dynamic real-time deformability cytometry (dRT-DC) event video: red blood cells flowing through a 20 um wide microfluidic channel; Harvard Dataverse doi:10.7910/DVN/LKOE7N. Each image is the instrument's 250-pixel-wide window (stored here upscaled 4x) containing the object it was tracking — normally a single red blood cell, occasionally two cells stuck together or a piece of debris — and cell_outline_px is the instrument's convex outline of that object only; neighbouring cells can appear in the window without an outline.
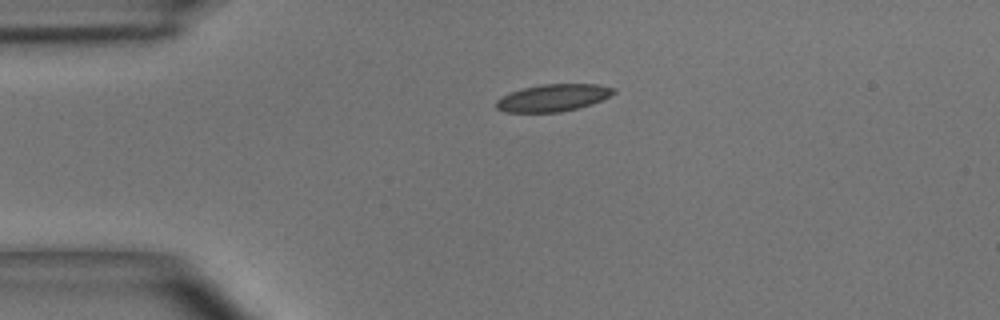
{"species": "common noctule bat (a hibernating species)", "species_latin": "Nyctalus noctula", "temperature_condition": "room temperature", "stored_images_in_passage": 40, "camera_frame_rate_fps": 3000, "um_per_image_px": 0.085, "animal": {"sex": "male", "body_mass_g": 15.6}, "frame": {"image": 1, "passage_image": 1, "time_ms": 0.0, "image_size_px": [1000, 320], "cell_outline_px": [[616, 92], [592, 104], [560, 112], [504, 112], [496, 108], [496, 100], [500, 96], [508, 92], [540, 84], [596, 84], [616, 88]], "centroid_in_image_um": [46.96, 8.3], "position_along_channel_um": 38.0, "area_um2": 18.61}}
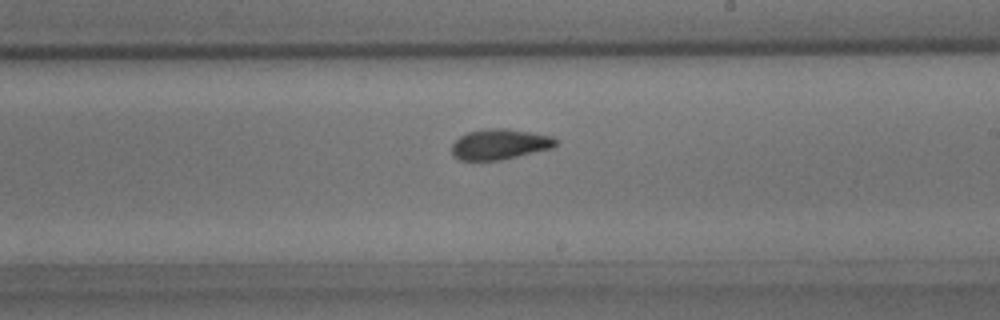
{"frame": {"image": 2, "passage_image": 19, "time_ms": 6.0, "image_size_px": [1000, 320], "cell_outline_px": [[556, 144], [552, 148], [500, 160], [460, 160], [452, 152], [452, 144], [460, 136], [468, 132], [488, 128], [504, 128], [552, 136], [556, 140]], "centroid_in_image_um": [42.46, 12.26], "position_along_channel_um": 246.5, "area_um2": 18.15}}
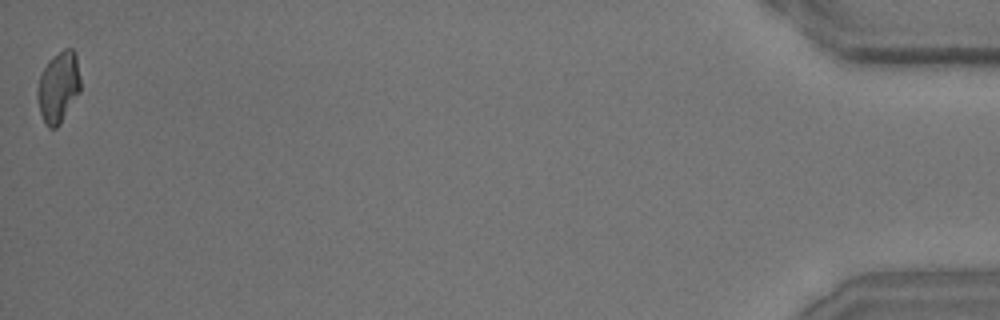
{"frame": {"image": 3, "passage_image": 40, "time_ms": 13.0, "image_size_px": [1000, 320], "cell_outline_px": [[80, 92], [60, 124], [56, 128], [48, 128], [44, 124], [40, 112], [36, 96], [36, 92], [40, 76], [48, 60], [52, 56], [64, 48], [72, 48], [76, 52], [80, 80]], "centroid_in_image_um": [4.96, 7.4], "position_along_channel_um": 430.2, "area_um2": 18.03}, "authors_computed_cell_mechanics": {"area_um2": 18.3515, "velocity_mm_per_s": 3.9478, "shape_relaxation_time_tau1_ms": 8.6603, "shape_relaxation_time_tau2_ms": 1.4975, "deformation_change_tau1": 0.197, "deformation_change_tau2": 0.0758}}